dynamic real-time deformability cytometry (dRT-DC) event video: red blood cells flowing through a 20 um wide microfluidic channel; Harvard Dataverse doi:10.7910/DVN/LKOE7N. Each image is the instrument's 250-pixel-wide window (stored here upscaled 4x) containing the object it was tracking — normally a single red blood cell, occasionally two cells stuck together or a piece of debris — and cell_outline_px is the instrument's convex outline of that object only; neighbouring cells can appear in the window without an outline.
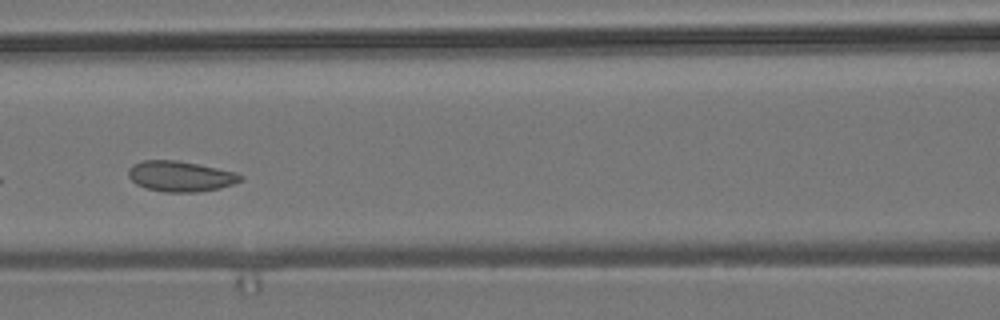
{"species": "common noctule bat (a hibernating species)", "species_latin": "Nyctalus noctula", "temperature_condition": "room temperature", "stored_images_in_passage": 9, "camera_frame_rate_fps": 3000, "um_per_image_px": 0.085, "animal": {"sex": "male", "body_mass_g": 19.2, "forearm_length_mm": 51.8}, "frame": {"image": 1, "passage_image": 6, "time_ms": 1.667, "image_size_px": [1000, 320], "cell_outline_px": [[244, 180], [220, 188], [196, 192], [164, 192], [144, 188], [136, 184], [128, 176], [128, 168], [132, 164], [144, 160], [176, 160], [236, 172], [244, 176]], "centroid_in_image_um": [15.32, 14.99], "position_along_channel_um": 151.3, "area_um2": 20.0}}
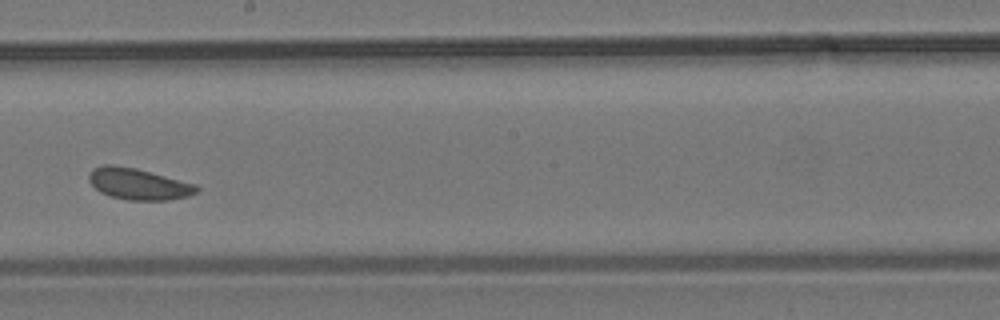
{"frame": {"image": 2, "passage_image": 8, "time_ms": 2.333, "image_size_px": [1000, 320], "cell_outline_px": [[200, 192], [188, 196], [168, 200], [128, 200], [112, 196], [100, 192], [88, 180], [88, 172], [92, 168], [104, 164], [116, 164], [136, 168], [196, 184], [200, 188]], "centroid_in_image_um": [11.77, 15.62], "position_along_channel_um": 236.4, "area_um2": 19.88}}
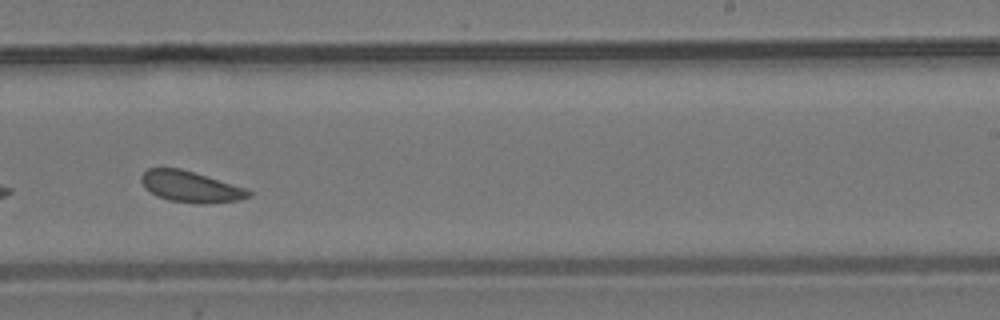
{"frame": {"image": 3, "passage_image": 9, "time_ms": 2.667, "image_size_px": [1000, 320], "cell_outline_px": [[252, 196], [240, 200], [204, 204], [196, 204], [168, 200], [156, 196], [140, 180], [140, 176], [148, 168], [180, 168], [248, 188], [252, 192]], "centroid_in_image_um": [16.26, 15.88], "position_along_channel_um": 272.7, "area_um2": 19.54}}